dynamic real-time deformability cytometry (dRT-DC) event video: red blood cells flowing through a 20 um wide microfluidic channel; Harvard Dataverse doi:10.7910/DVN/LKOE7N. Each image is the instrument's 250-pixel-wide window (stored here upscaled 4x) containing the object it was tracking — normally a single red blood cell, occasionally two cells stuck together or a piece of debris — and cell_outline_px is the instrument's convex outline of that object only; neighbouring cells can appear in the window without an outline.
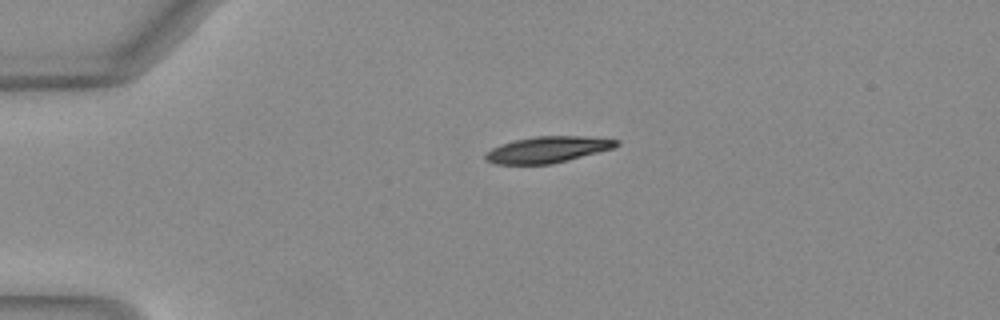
{"species": "Egyptian fruit bat (a non-hibernating species)", "species_latin": "Rousettus aegyptiacus", "temperature_condition": "warm", "stored_images_in_passage": 40, "camera_frame_rate_fps": 3000, "um_per_image_px": 0.085, "animal": {"sex": "female"}, "frame": {"image": 1, "passage_image": 1, "time_ms": 0.0, "image_size_px": [1000, 320], "cell_outline_px": [[620, 144], [612, 148], [568, 160], [552, 164], [496, 164], [484, 160], [484, 156], [492, 148], [500, 144], [516, 140], [536, 136], [584, 136], [620, 140]], "centroid_in_image_um": [46.53, 12.71], "position_along_channel_um": 38.5, "area_um2": 19.88}}
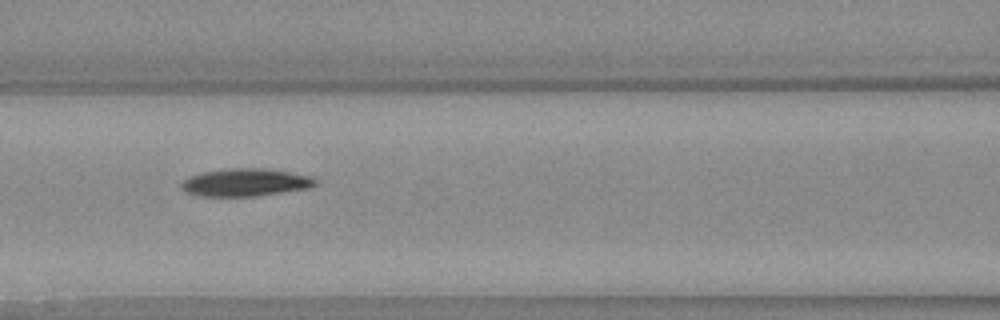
{"frame": {"image": 2, "passage_image": 12, "time_ms": 3.667, "image_size_px": [1000, 320], "cell_outline_px": [[316, 184], [308, 188], [256, 196], [200, 196], [184, 192], [180, 188], [180, 184], [188, 176], [204, 172], [228, 168], [264, 168], [312, 176], [316, 180]], "centroid_in_image_um": [20.81, 15.5], "position_along_channel_um": 145.8, "area_um2": 21.62}}
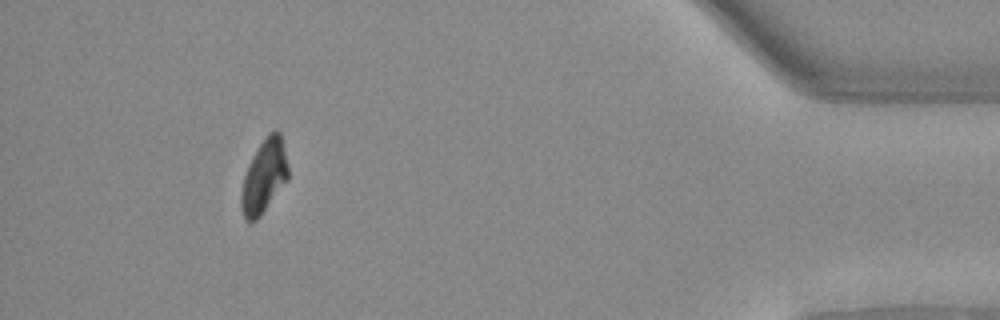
{"frame": {"image": 3, "passage_image": 36, "time_ms": 11.667, "image_size_px": [1000, 320], "cell_outline_px": [[288, 180], [260, 216], [256, 220], [248, 224], [244, 220], [240, 208], [240, 196], [244, 176], [248, 164], [252, 156], [268, 132], [276, 128], [280, 132], [288, 168]], "centroid_in_image_um": [22.42, 15.02], "position_along_channel_um": 412.8, "area_um2": 20.29}, "authors_computed_cell_mechanics": {"area_um2": 21.5883, "velocity_mm_per_s": 4.0494, "shape_relaxation_time_tau1_ms": 3.8909, "shape_relaxation_time_tau2_ms": null, "deformation_change_tau1": 0.1739, "deformation_change_tau2": null}}